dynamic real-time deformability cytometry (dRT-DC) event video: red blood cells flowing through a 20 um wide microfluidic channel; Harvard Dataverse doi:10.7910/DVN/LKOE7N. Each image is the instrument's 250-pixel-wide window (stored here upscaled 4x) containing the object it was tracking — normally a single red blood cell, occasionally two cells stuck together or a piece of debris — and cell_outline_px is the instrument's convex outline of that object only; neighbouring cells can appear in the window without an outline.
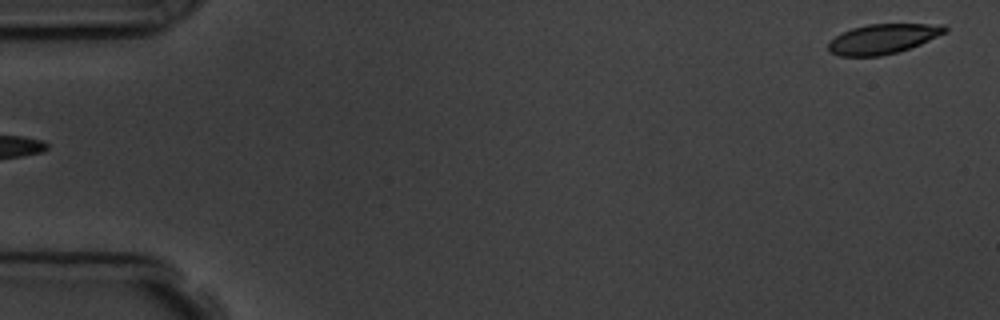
{"species": "common noctule bat (a hibernating species)", "species_latin": "Nyctalus noctula", "temperature_condition": "room temperature", "stored_images_in_passage": 6, "segment_of_instrument_passage": [2, 2], "camera_frame_rate_fps": 3000, "um_per_image_px": 0.085, "animal": {"sex": "male", "body_mass_g": 19.5, "forearm_length_mm": 54.6}, "frame": {"image": 1, "passage_image": 6, "time_ms": 5.667, "image_size_px": [1000, 320], "cell_outline_px": [[948, 32], [920, 44], [896, 52], [880, 56], [840, 56], [828, 52], [828, 44], [836, 36], [852, 28], [868, 24], [944, 24], [948, 28]], "centroid_in_image_um": [75.07, 3.3], "position_along_channel_um": 9.9, "area_um2": 20.17}}